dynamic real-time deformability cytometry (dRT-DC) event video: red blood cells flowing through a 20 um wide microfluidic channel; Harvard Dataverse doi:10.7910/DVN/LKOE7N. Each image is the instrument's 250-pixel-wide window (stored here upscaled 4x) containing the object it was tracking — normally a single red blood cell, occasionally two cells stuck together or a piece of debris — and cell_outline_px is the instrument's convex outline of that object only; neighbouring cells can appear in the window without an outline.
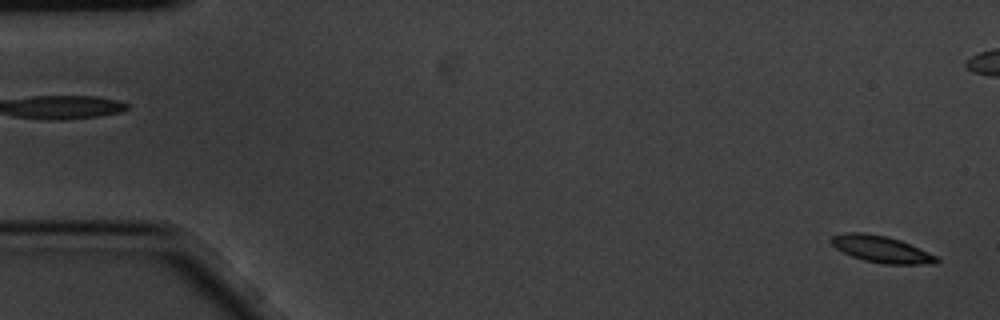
{"species": "common noctule bat (a hibernating species)", "species_latin": "Nyctalus noctula", "temperature_condition": "cold", "stored_images_in_passage": 2, "segment_of_instrument_passage": [2, 2], "camera_frame_rate_fps": 3000, "um_per_image_px": 0.085, "animal": {"sex": "male", "body_mass_g": 20.1, "forearm_length_mm": 53.5}, "frame": {"image": 1, "passage_image": 2, "time_ms": 0.333, "image_size_px": [1000, 320], "cell_outline_px": [[940, 260], [936, 264], [884, 264], [864, 260], [852, 256], [836, 248], [828, 240], [832, 236], [844, 232], [864, 232], [888, 236], [900, 240], [928, 252], [936, 256]], "centroid_in_image_um": [74.9, 21.17], "position_along_channel_um": 10.1, "area_um2": 16.42}}